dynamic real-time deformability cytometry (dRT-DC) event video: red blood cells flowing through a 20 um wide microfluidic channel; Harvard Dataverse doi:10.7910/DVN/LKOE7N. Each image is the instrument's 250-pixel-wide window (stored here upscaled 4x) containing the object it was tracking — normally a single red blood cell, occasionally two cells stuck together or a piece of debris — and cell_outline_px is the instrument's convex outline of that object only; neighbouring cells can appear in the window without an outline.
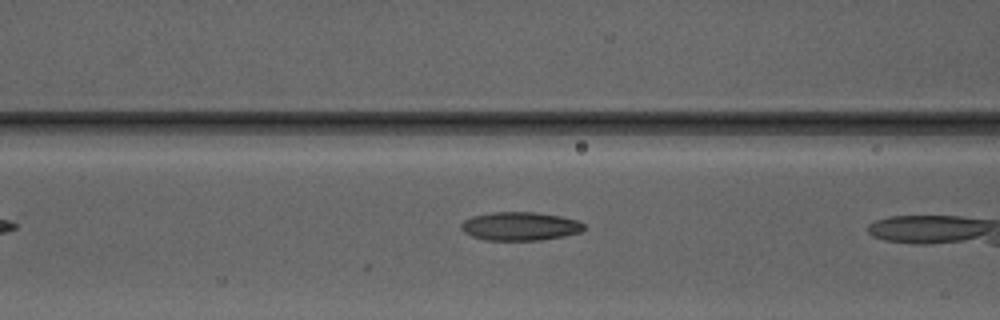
{"species": "Egyptian fruit bat (a non-hibernating species)", "species_latin": "Rousettus aegyptiacus", "temperature_condition": "warm", "stored_images_in_passage": 4, "camera_frame_rate_fps": 3000, "um_per_image_px": 0.085, "animal": {"sex": "male"}, "frame": {"image": 1, "passage_image": 4, "time_ms": 3.667, "image_size_px": [1000, 320], "cell_outline_px": [[584, 228], [580, 232], [564, 236], [540, 240], [484, 240], [472, 236], [464, 232], [460, 228], [460, 224], [464, 220], [472, 216], [492, 212], [536, 212], [560, 216], [576, 220], [584, 224]], "centroid_in_image_um": [44.17, 19.23], "position_along_channel_um": 122.4, "area_um2": 20.4}}